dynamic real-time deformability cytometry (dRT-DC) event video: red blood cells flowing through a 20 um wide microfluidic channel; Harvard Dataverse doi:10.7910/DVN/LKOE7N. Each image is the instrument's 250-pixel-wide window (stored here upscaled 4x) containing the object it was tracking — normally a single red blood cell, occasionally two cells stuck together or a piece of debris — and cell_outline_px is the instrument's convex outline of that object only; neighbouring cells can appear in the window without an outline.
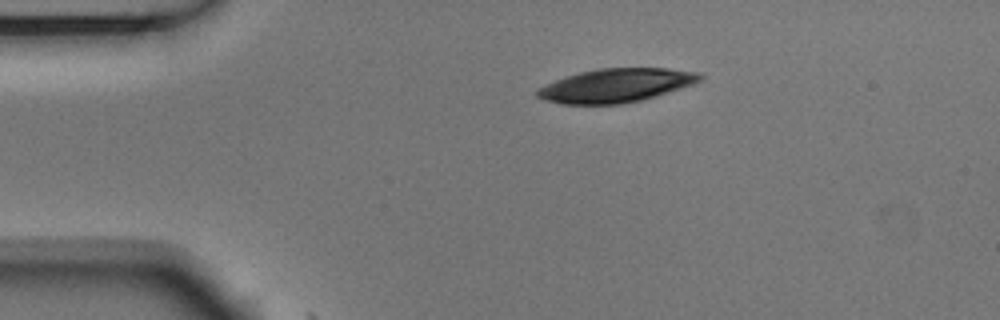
{"species": "Egyptian fruit bat (a non-hibernating species)", "species_latin": "Rousettus aegyptiacus", "temperature_condition": "room temperature", "stored_images_in_passage": 4, "camera_frame_rate_fps": 3000, "um_per_image_px": 0.085, "animal": {"sex": "male"}, "frame": {"image": 1, "passage_image": 1, "time_ms": 0.0, "image_size_px": [1000, 320], "cell_outline_px": [[704, 76], [700, 80], [692, 84], [656, 96], [640, 100], [620, 104], [564, 104], [548, 100], [536, 96], [536, 88], [556, 80], [580, 72], [600, 68], [668, 68], [700, 72]], "centroid_in_image_um": [52.38, 7.25], "position_along_channel_um": 32.6, "area_um2": 31.67}}